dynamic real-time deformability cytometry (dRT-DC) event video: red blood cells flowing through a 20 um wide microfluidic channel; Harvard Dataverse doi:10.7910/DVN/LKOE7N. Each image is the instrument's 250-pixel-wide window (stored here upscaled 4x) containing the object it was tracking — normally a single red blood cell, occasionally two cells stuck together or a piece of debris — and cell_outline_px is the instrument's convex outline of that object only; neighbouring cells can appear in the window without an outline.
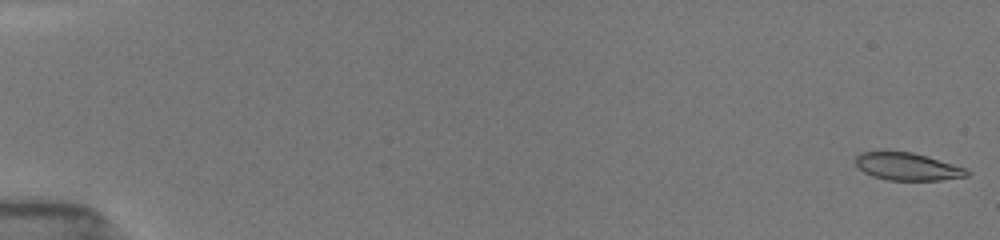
{"species": "common noctule bat (a hibernating species)", "species_latin": "Nyctalus noctula", "temperature_condition": "room temperature", "stored_images_in_passage": 12, "camera_frame_rate_fps": 3000, "um_per_image_px": 0.085, "animal": {"sex": "female", "body_mass_g": 19.5, "forearm_length_mm": 54.1}, "frame": {"image": 1, "passage_image": 1, "time_ms": 0.0, "image_size_px": [1000, 240], "cell_outline_px": [[972, 172], [968, 176], [940, 180], [888, 180], [872, 176], [864, 172], [856, 164], [856, 156], [860, 152], [912, 152], [964, 168]], "centroid_in_image_um": [77.12, 14.17], "position_along_channel_um": 7.9, "area_um2": 17.51}}
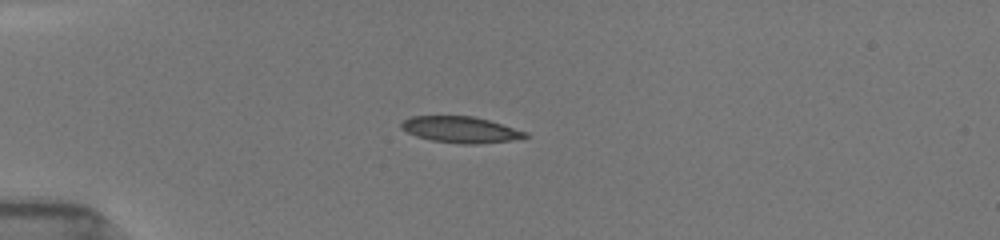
{"frame": {"image": 2, "passage_image": 10, "time_ms": 4.667, "image_size_px": [1000, 240], "cell_outline_px": [[528, 136], [512, 140], [480, 144], [460, 144], [432, 140], [416, 136], [400, 128], [400, 124], [404, 120], [412, 116], [472, 116], [488, 120], [524, 132]], "centroid_in_image_um": [39.08, 11.02], "position_along_channel_um": 45.9, "area_um2": 18.61}}
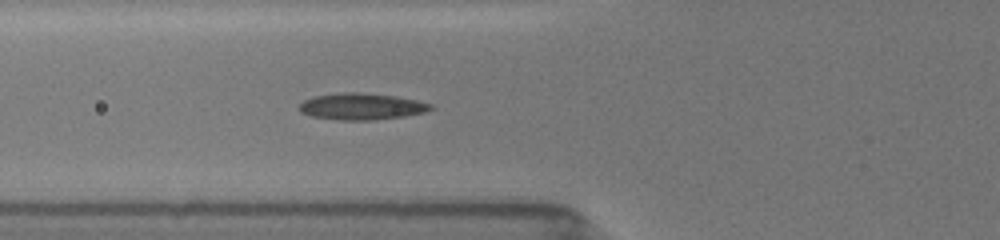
{"frame": {"image": 3, "passage_image": 12, "time_ms": 6.667, "image_size_px": [1000, 240], "cell_outline_px": [[436, 108], [424, 112], [404, 116], [372, 120], [340, 120], [312, 116], [300, 112], [300, 104], [304, 100], [316, 96], [344, 92], [356, 92], [396, 96], [416, 100], [432, 104]], "centroid_in_image_um": [30.76, 9.05], "position_along_channel_um": 95.0, "area_um2": 20.17}}